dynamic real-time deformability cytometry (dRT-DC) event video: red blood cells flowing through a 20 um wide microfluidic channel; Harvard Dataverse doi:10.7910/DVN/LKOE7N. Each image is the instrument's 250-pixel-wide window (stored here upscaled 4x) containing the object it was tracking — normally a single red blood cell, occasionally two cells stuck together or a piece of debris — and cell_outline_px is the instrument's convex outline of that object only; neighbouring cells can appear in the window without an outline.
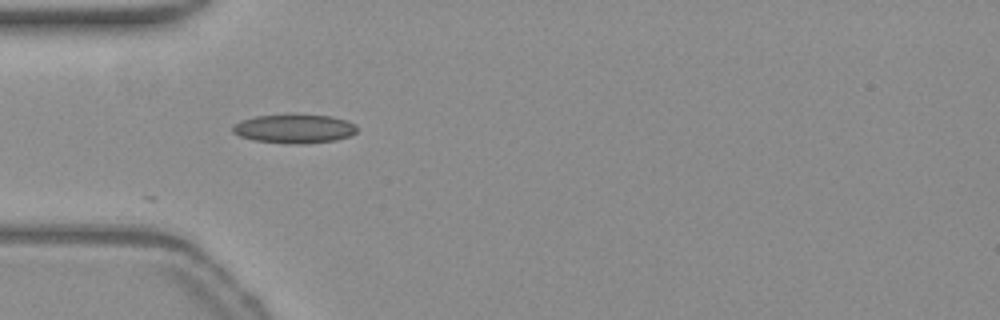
{"species": "common noctule bat (a hibernating species)", "species_latin": "Nyctalus noctula", "temperature_condition": "warm", "stored_images_in_passage": 4, "camera_frame_rate_fps": 3000, "um_per_image_px": 0.085, "animal": {"sex": "female", "body_mass_g": 19.3, "forearm_length_mm": 54.1}, "frame": {"image": 1, "passage_image": 1, "time_ms": 0.0, "image_size_px": [1000, 320], "cell_outline_px": [[356, 132], [348, 136], [336, 140], [300, 144], [296, 144], [252, 140], [240, 136], [232, 132], [232, 124], [240, 120], [256, 116], [332, 116], [356, 124]], "centroid_in_image_um": [24.97, 10.96], "position_along_channel_um": 60.0, "area_um2": 20.46}}
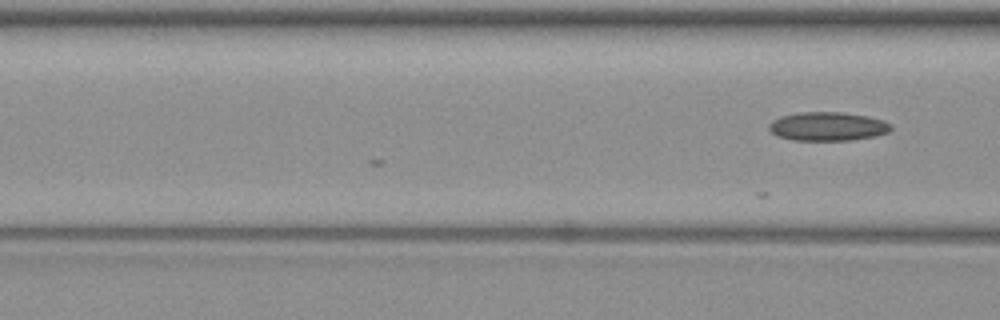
{"frame": {"image": 2, "passage_image": 4, "time_ms": 1.0, "image_size_px": [1000, 320], "cell_outline_px": [[892, 128], [888, 132], [872, 136], [852, 140], [792, 140], [776, 136], [768, 128], [768, 124], [772, 120], [780, 116], [800, 112], [844, 112], [884, 120], [892, 124]], "centroid_in_image_um": [70.32, 10.74], "position_along_channel_um": 96.3, "area_um2": 20.46}}